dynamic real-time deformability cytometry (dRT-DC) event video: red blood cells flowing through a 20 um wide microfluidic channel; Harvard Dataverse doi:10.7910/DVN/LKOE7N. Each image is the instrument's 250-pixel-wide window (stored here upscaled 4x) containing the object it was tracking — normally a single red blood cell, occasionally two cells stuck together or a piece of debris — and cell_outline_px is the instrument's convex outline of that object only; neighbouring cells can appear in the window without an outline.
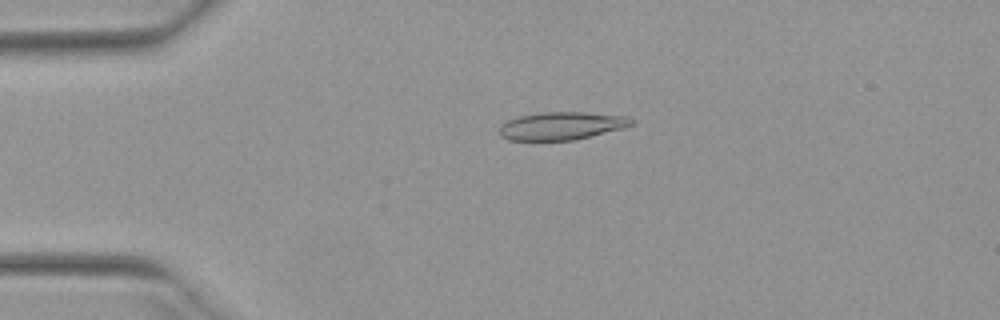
{"species": "Egyptian fruit bat (a non-hibernating species)", "species_latin": "Rousettus aegyptiacus", "temperature_condition": "warm", "stored_images_in_passage": 45, "camera_frame_rate_fps": 3000, "um_per_image_px": 0.085, "animal": {"sex": "female"}, "frame": {"image": 1, "passage_image": 5, "time_ms": 1.333, "image_size_px": [1000, 320], "cell_outline_px": [[636, 120], [632, 124], [624, 128], [572, 140], [508, 140], [500, 136], [500, 128], [508, 120], [520, 116], [544, 112], [588, 112], [628, 116]], "centroid_in_image_um": [47.78, 10.69], "position_along_channel_um": 37.2, "area_um2": 21.33}}
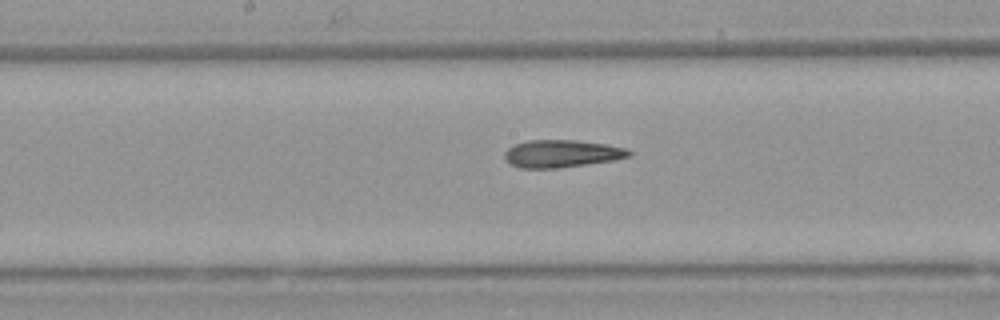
{"frame": {"image": 2, "passage_image": 20, "time_ms": 6.333, "image_size_px": [1000, 320], "cell_outline_px": [[632, 156], [616, 160], [560, 168], [520, 168], [508, 164], [504, 160], [504, 152], [508, 148], [516, 144], [528, 140], [576, 140], [604, 144], [628, 148], [632, 152]], "centroid_in_image_um": [47.75, 13.07], "position_along_channel_um": 200.5, "area_um2": 20.23}}
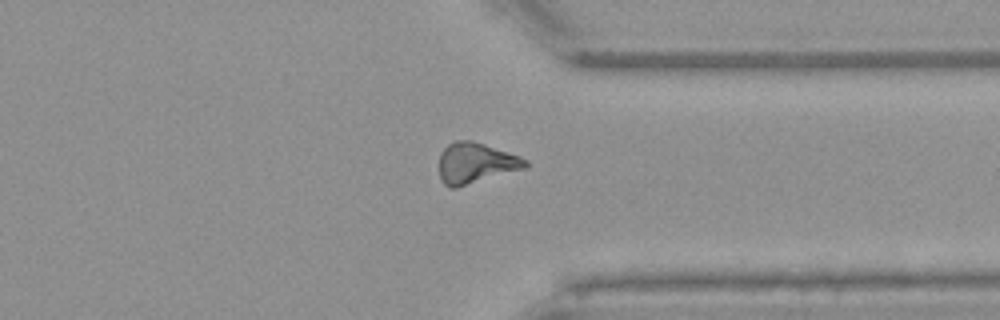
{"frame": {"image": 3, "passage_image": 33, "time_ms": 10.667, "image_size_px": [1000, 320], "cell_outline_px": [[528, 164], [524, 168], [456, 188], [448, 188], [440, 180], [440, 152], [448, 144], [456, 140], [472, 140], [520, 156], [528, 160]], "centroid_in_image_um": [40.4, 13.86], "position_along_channel_um": 371.0, "area_um2": 20.35}, "authors_computed_cell_mechanics": {"area_um2": 20.1144, "velocity_mm_per_s": 3.9816, "shape_relaxation_time_tau1_ms": null, "shape_relaxation_time_tau2_ms": 3.9359, "deformation_change_tau1": null, "deformation_change_tau2": 0.1375}}